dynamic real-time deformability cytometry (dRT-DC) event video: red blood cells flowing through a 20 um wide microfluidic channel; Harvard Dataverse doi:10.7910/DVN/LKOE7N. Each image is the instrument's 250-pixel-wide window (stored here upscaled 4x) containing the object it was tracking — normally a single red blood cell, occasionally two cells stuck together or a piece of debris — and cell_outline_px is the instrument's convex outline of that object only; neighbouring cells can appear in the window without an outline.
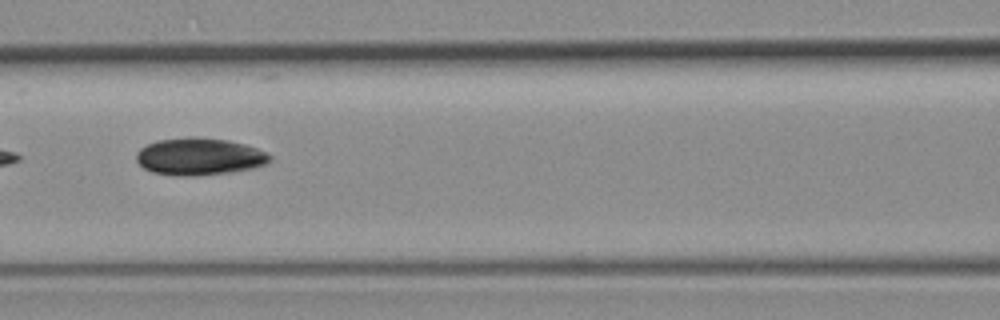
{"species": "common noctule bat (a hibernating species)", "species_latin": "Nyctalus noctula", "temperature_condition": "room temperature", "stored_images_in_passage": 7, "camera_frame_rate_fps": 3000, "um_per_image_px": 0.085, "animal": {"sex": "female", "body_mass_g": 19.3, "forearm_length_mm": 54.1}, "frame": {"image": 1, "passage_image": 4, "time_ms": 3.333, "image_size_px": [1000, 320], "cell_outline_px": [[272, 160], [264, 164], [252, 168], [232, 172], [196, 176], [176, 176], [152, 172], [144, 168], [136, 160], [136, 152], [140, 148], [156, 140], [188, 136], [196, 136], [228, 140], [244, 144], [256, 148], [272, 156]], "centroid_in_image_um": [16.91, 13.3], "position_along_channel_um": 149.7, "area_um2": 29.19}}
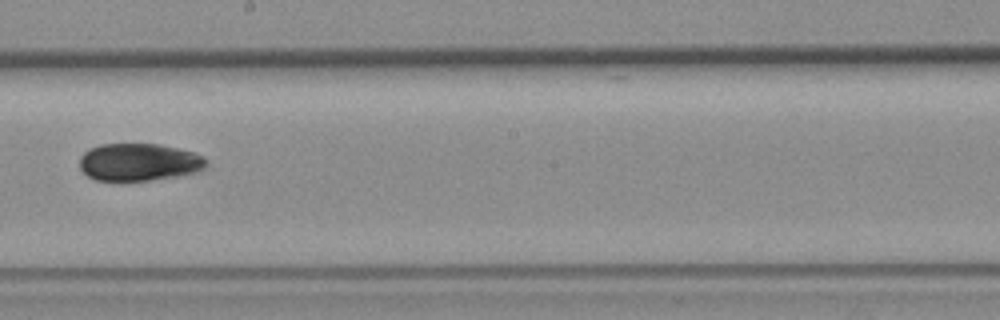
{"frame": {"image": 2, "passage_image": 6, "time_ms": 5.667, "image_size_px": [1000, 320], "cell_outline_px": [[208, 164], [204, 168], [196, 172], [176, 176], [148, 180], [96, 180], [88, 176], [80, 168], [80, 156], [88, 148], [100, 144], [160, 144], [196, 152], [204, 156]], "centroid_in_image_um": [11.82, 13.76], "position_along_channel_um": 236.4, "area_um2": 27.74}}
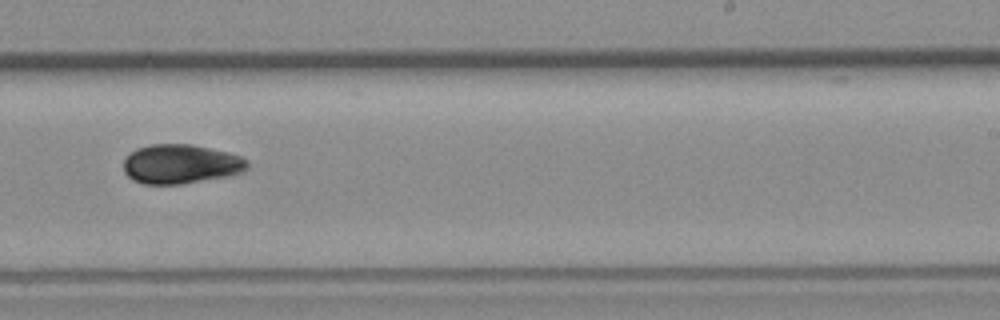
{"frame": {"image": 3, "passage_image": 7, "time_ms": 6.667, "image_size_px": [1000, 320], "cell_outline_px": [[248, 168], [244, 172], [228, 176], [180, 184], [144, 184], [132, 180], [124, 172], [124, 160], [136, 148], [152, 144], [192, 144], [228, 152], [244, 156], [248, 160]], "centroid_in_image_um": [15.4, 13.94], "position_along_channel_um": 273.6, "area_um2": 28.55}}